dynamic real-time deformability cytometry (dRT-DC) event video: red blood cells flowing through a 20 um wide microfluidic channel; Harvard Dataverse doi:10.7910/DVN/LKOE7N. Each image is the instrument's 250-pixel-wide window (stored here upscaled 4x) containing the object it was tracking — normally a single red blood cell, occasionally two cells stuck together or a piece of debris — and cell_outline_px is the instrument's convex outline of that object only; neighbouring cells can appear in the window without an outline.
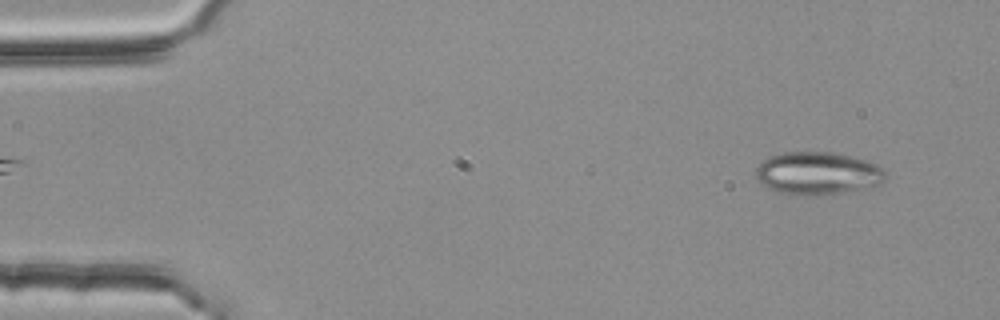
{"species": "common noctule bat (a hibernating species)", "species_latin": "Nyctalus noctula", "temperature_condition": "room temperature", "stored_images_in_passage": 53, "camera_frame_rate_fps": 3000, "um_per_image_px": 0.085, "animal": {"sex": "female", "body_mass_g": 25.1}, "frame": {"image": 1, "passage_image": 4, "time_ms": 1.0, "image_size_px": [1000, 320], "cell_outline_px": [[888, 176], [880, 184], [868, 188], [840, 192], [804, 196], [780, 192], [768, 188], [760, 184], [756, 180], [756, 168], [768, 156], [784, 152], [832, 152], [864, 160], [876, 164], [884, 168]], "centroid_in_image_um": [69.5, 14.73], "position_along_channel_um": 15.5, "area_um2": 32.31}}
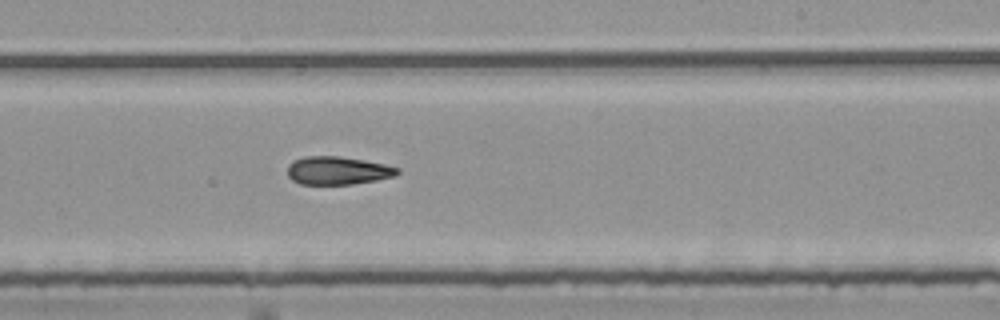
{"frame": {"image": 2, "passage_image": 32, "time_ms": 10.333, "image_size_px": [1000, 320], "cell_outline_px": [[400, 172], [392, 176], [376, 180], [352, 184], [300, 184], [292, 180], [288, 176], [288, 164], [292, 160], [304, 156], [340, 156], [364, 160], [384, 164], [400, 168]], "centroid_in_image_um": [28.67, 14.49], "position_along_channel_um": 260.3, "area_um2": 18.03}}
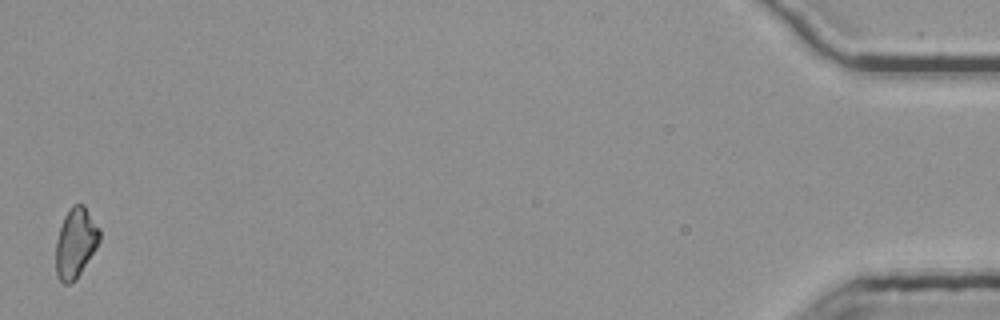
{"frame": {"image": 3, "passage_image": 53, "time_ms": 17.333, "image_size_px": [1000, 320], "cell_outline_px": [[100, 240], [96, 248], [76, 280], [72, 284], [64, 284], [56, 276], [56, 240], [64, 216], [72, 204], [84, 204], [100, 228]], "centroid_in_image_um": [6.43, 20.64], "position_along_channel_um": 428.8, "area_um2": 17.98}}